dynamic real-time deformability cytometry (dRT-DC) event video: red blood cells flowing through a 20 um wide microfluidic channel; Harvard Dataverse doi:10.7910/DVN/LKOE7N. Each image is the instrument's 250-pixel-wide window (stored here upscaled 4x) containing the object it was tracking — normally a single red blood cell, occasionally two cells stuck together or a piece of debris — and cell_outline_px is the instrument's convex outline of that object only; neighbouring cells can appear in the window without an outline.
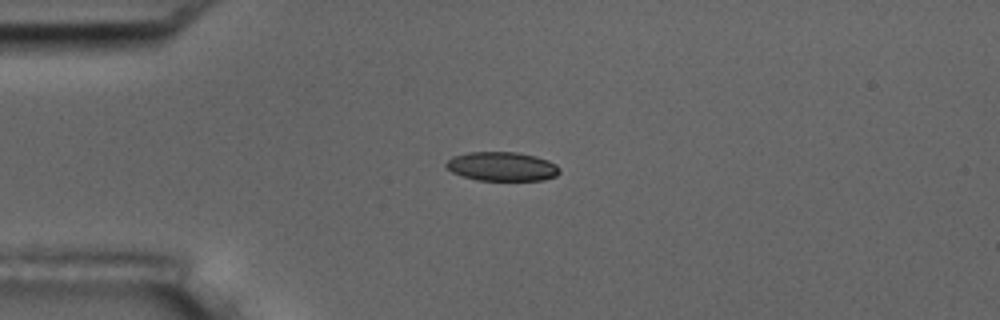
{"species": "common noctule bat (a hibernating species)", "species_latin": "Nyctalus noctula", "temperature_condition": "room temperature", "stored_images_in_passage": 1, "camera_frame_rate_fps": 3000, "um_per_image_px": 0.085, "animal": {"sex": "male", "body_mass_g": 17.5, "forearm_length_mm": 52.3}, "frame": {"image": 1, "passage_image": 1, "time_ms": 0.0, "image_size_px": [1000, 320], "cell_outline_px": [[560, 172], [556, 176], [544, 180], [476, 180], [452, 172], [444, 164], [452, 156], [468, 152], [516, 152], [536, 156], [548, 160], [556, 164], [560, 168]], "centroid_in_image_um": [42.68, 14.14], "position_along_channel_um": 42.3, "area_um2": 19.25}}